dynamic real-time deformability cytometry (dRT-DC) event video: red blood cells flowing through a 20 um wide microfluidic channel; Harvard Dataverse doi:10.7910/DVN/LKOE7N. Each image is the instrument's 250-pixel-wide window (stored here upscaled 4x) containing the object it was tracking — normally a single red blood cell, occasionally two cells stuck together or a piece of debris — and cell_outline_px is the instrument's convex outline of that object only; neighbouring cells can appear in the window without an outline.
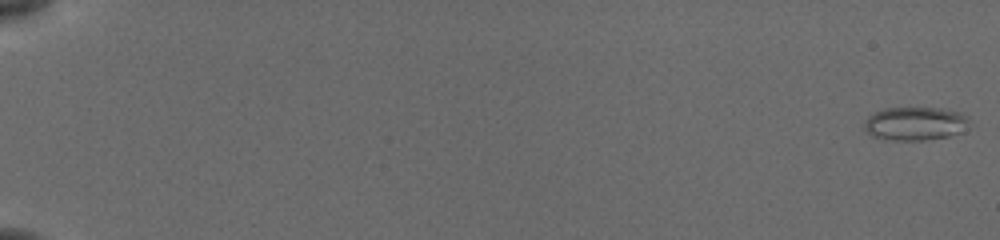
{"species": "common noctule bat (a hibernating species)", "species_latin": "Nyctalus noctula", "temperature_condition": "cold", "stored_images_in_passage": 56, "camera_frame_rate_fps": 3000, "um_per_image_px": 0.085, "animal": {"sex": "female", "body_mass_g": 19.5, "forearm_length_mm": 54.1}, "frame": {"image": 1, "passage_image": 1, "time_ms": 0.0, "image_size_px": [1000, 240], "cell_outline_px": [[968, 120], [964, 132], [948, 136], [924, 140], [884, 140], [872, 136], [864, 128], [864, 120], [868, 116], [884, 108], [940, 108], [960, 112], [968, 116]], "centroid_in_image_um": [77.77, 10.51], "position_along_channel_um": 7.2, "area_um2": 20.58}}
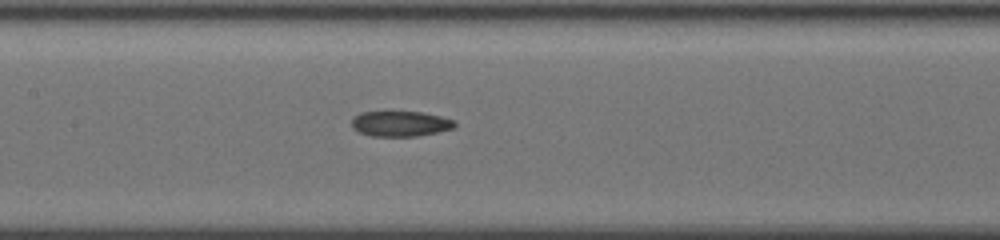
{"frame": {"image": 2, "passage_image": 30, "time_ms": 9.667, "image_size_px": [1000, 240], "cell_outline_px": [[456, 128], [416, 136], [372, 136], [360, 132], [352, 128], [352, 120], [360, 112], [384, 108], [392, 108], [420, 112], [440, 116], [456, 120]], "centroid_in_image_um": [34.0, 10.45], "position_along_channel_um": 173.4, "area_um2": 16.13}}
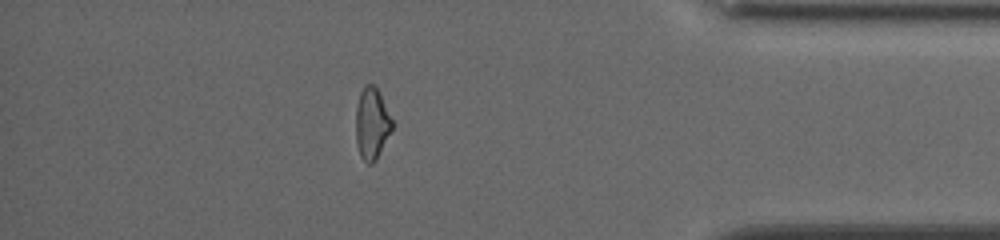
{"frame": {"image": 3, "passage_image": 50, "time_ms": 16.333, "image_size_px": [1000, 240], "cell_outline_px": [[392, 128], [376, 160], [372, 164], [368, 164], [360, 156], [356, 140], [356, 108], [360, 92], [364, 84], [372, 84], [380, 92], [392, 120]], "centroid_in_image_um": [31.59, 10.48], "position_along_channel_um": 403.6, "area_um2": 15.03}, "authors_computed_cell_mechanics": {"area_um2": 16.2418, "velocity_mm_per_s": 3.8556, "shape_relaxation_time_tau1_ms": null, "shape_relaxation_time_tau2_ms": 4.202, "deformation_change_tau1": null, "deformation_change_tau2": 0.1328}}